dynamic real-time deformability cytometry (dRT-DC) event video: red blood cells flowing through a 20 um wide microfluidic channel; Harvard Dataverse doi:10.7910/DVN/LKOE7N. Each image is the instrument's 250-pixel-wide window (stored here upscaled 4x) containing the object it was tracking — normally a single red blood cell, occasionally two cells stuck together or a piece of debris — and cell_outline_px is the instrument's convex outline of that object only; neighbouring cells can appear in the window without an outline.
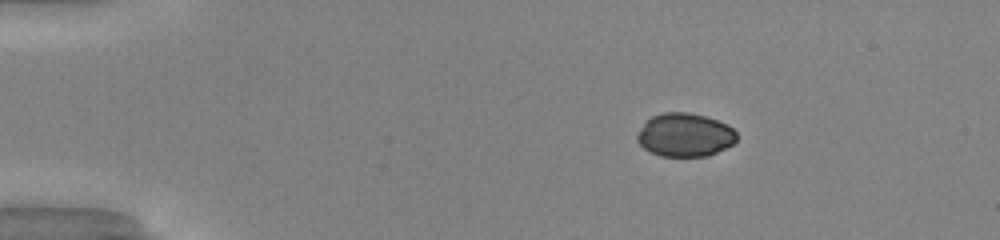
{"species": "common noctule bat (a hibernating species)", "species_latin": "Nyctalus noctula", "temperature_condition": "warm", "stored_images_in_passage": 43, "camera_frame_rate_fps": 3000, "um_per_image_px": 0.085, "animal": {"sex": "male", "body_mass_g": 20.0, "forearm_length_mm": 53.3}, "frame": {"image": 1, "passage_image": 1, "time_ms": 0.0, "image_size_px": [1000, 240], "cell_outline_px": [[736, 140], [732, 144], [708, 156], [660, 156], [644, 148], [636, 140], [636, 136], [644, 124], [652, 116], [660, 112], [688, 112], [704, 116], [728, 124], [736, 132]], "centroid_in_image_um": [58.21, 11.46], "position_along_channel_um": 26.8, "area_um2": 25.03}}
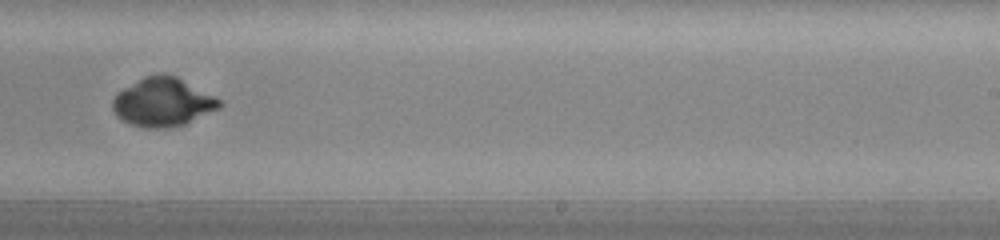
{"frame": {"image": 2, "passage_image": 25, "time_ms": 8.0, "image_size_px": [1000, 240], "cell_outline_px": [[224, 104], [220, 108], [184, 124], [168, 128], [144, 128], [132, 124], [116, 116], [112, 108], [112, 100], [116, 92], [144, 76], [164, 72], [176, 76], [220, 100]], "centroid_in_image_um": [13.81, 8.67], "position_along_channel_um": 275.2, "area_um2": 30.23}}
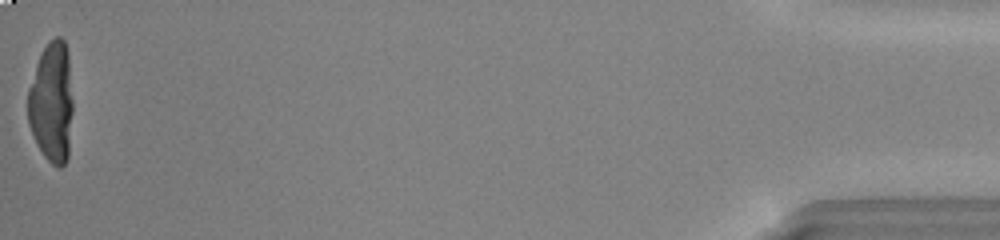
{"frame": {"image": 3, "passage_image": 43, "time_ms": 14.0, "image_size_px": [1000, 240], "cell_outline_px": [[72, 112], [68, 156], [64, 164], [60, 168], [52, 164], [44, 156], [28, 124], [28, 88], [36, 64], [48, 40], [56, 36], [60, 36], [64, 40], [68, 52], [72, 100]], "centroid_in_image_um": [4.39, 8.67], "position_along_channel_um": 430.8, "area_um2": 31.56}}